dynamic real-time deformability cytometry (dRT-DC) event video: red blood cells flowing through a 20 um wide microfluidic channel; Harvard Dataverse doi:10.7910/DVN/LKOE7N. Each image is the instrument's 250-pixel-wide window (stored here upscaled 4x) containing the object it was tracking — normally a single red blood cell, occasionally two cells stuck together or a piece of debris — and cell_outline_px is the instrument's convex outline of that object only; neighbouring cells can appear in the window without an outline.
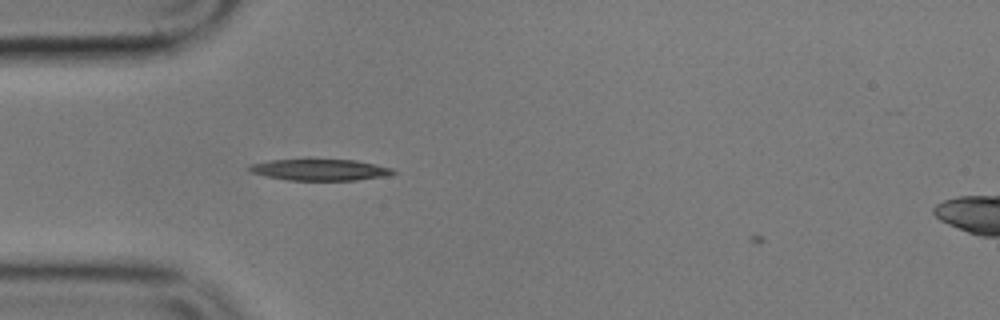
{"species": "common noctule bat (a hibernating species)", "species_latin": "Nyctalus noctula", "temperature_condition": "cold", "stored_images_in_passage": 1, "camera_frame_rate_fps": 3000, "um_per_image_px": 0.085, "animal": {"sex": "male", "body_mass_g": 17.9}, "frame": {"image": 1, "passage_image": 1, "time_ms": 0.0, "image_size_px": [1000, 320], "cell_outline_px": [[396, 172], [392, 176], [356, 180], [288, 180], [268, 176], [252, 172], [248, 168], [248, 164], [268, 160], [308, 156], [356, 160], [376, 164], [392, 168]], "centroid_in_image_um": [27.2, 14.37], "position_along_channel_um": 57.8, "area_um2": 19.13}}